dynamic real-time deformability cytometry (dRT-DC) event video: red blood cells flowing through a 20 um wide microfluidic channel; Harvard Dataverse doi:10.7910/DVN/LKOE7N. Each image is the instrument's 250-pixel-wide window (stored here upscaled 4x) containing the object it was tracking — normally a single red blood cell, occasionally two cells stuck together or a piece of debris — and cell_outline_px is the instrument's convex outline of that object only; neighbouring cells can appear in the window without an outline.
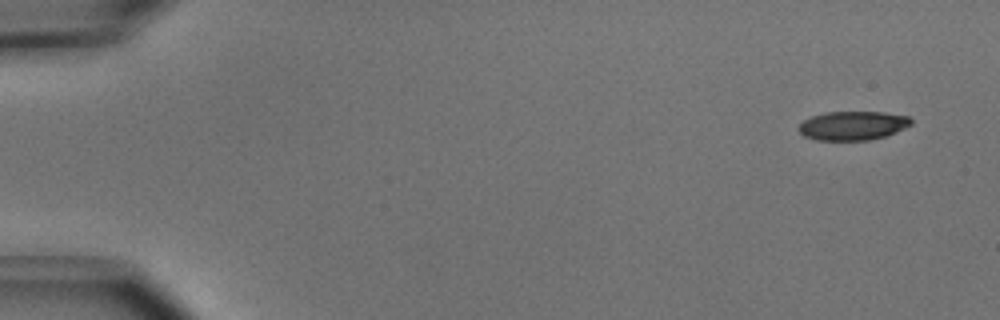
{"species": "common noctule bat (a hibernating species)", "species_latin": "Nyctalus noctula", "temperature_condition": "cold", "stored_images_in_passage": 43, "camera_frame_rate_fps": 3000, "um_per_image_px": 0.085, "animal": {"sex": "male", "body_mass_g": 15.6}, "frame": {"image": 1, "passage_image": 1, "time_ms": 0.0, "image_size_px": [1000, 320], "cell_outline_px": [[912, 124], [896, 132], [884, 136], [868, 140], [816, 140], [804, 136], [796, 128], [804, 120], [812, 116], [824, 112], [884, 112], [908, 116], [912, 120]], "centroid_in_image_um": [72.47, 10.67], "position_along_channel_um": 12.5, "area_um2": 18.96}}
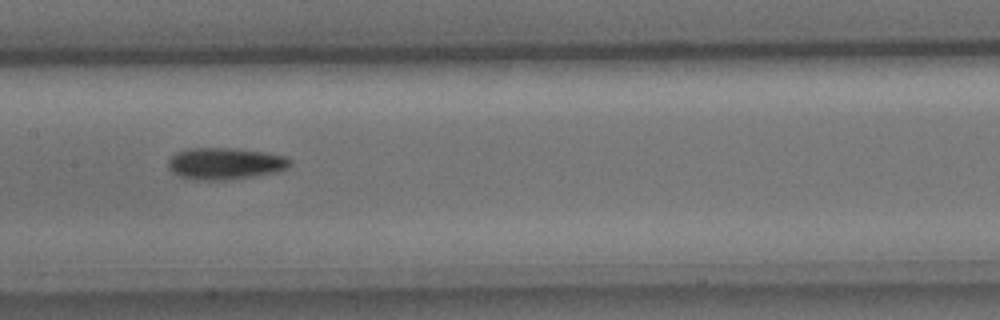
{"frame": {"image": 2, "passage_image": 24, "time_ms": 7.667, "image_size_px": [1000, 320], "cell_outline_px": [[292, 164], [276, 172], [252, 176], [224, 180], [208, 180], [180, 176], [172, 172], [168, 168], [168, 160], [176, 152], [188, 148], [232, 148], [264, 152], [288, 156], [292, 160]], "centroid_in_image_um": [19.14, 13.88], "position_along_channel_um": 188.3, "area_um2": 22.37}}
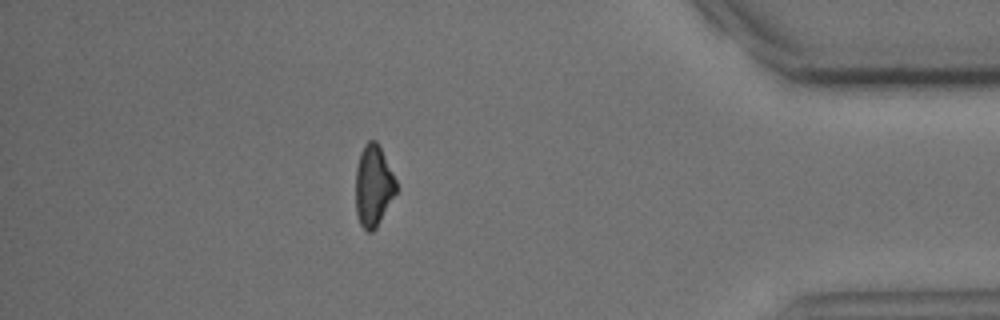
{"frame": {"image": 3, "passage_image": 43, "time_ms": 14.0, "image_size_px": [1000, 320], "cell_outline_px": [[400, 188], [376, 228], [372, 232], [368, 232], [360, 224], [356, 212], [356, 168], [360, 152], [364, 144], [368, 140], [376, 140]], "centroid_in_image_um": [31.75, 15.81], "position_along_channel_um": 403.4, "area_um2": 19.36}, "authors_computed_cell_mechanics": {"area_um2": 20.9814, "velocity_mm_per_s": 3.9757, "shape_relaxation_time_tau1_ms": 3.6457, "shape_relaxation_time_tau2_ms": null, "deformation_change_tau1": 0.1221, "deformation_change_tau2": null}}